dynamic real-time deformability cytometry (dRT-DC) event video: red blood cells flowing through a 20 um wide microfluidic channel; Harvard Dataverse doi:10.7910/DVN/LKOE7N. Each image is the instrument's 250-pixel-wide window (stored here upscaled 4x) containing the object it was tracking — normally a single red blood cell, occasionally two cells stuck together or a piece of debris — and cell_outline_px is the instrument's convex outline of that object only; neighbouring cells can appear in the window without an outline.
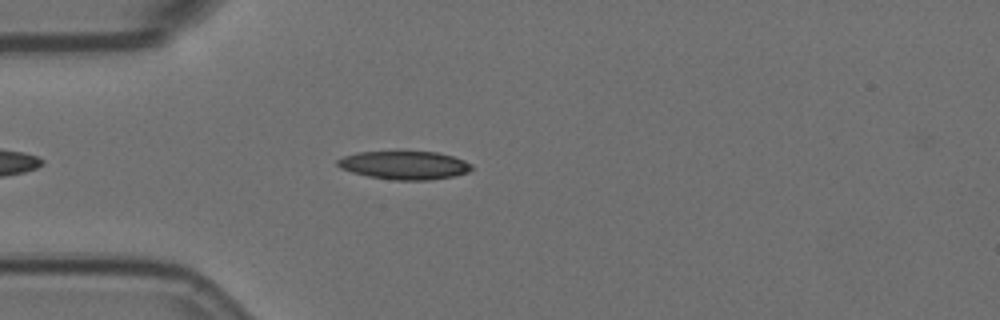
{"species": "Egyptian fruit bat (a non-hibernating species)", "species_latin": "Rousettus aegyptiacus", "temperature_condition": "room temperature", "stored_images_in_passage": 5, "camera_frame_rate_fps": 3000, "um_per_image_px": 0.085, "animal": {"sex": "female"}, "frame": {"image": 1, "passage_image": 4, "time_ms": 1.0, "image_size_px": [1000, 320], "cell_outline_px": [[472, 168], [468, 172], [456, 176], [428, 180], [396, 180], [368, 176], [352, 172], [340, 168], [336, 164], [336, 160], [344, 156], [356, 152], [400, 148], [436, 152], [452, 156], [464, 160], [472, 164]], "centroid_in_image_um": [34.34, 13.98], "position_along_channel_um": 50.7, "area_um2": 23.24}}